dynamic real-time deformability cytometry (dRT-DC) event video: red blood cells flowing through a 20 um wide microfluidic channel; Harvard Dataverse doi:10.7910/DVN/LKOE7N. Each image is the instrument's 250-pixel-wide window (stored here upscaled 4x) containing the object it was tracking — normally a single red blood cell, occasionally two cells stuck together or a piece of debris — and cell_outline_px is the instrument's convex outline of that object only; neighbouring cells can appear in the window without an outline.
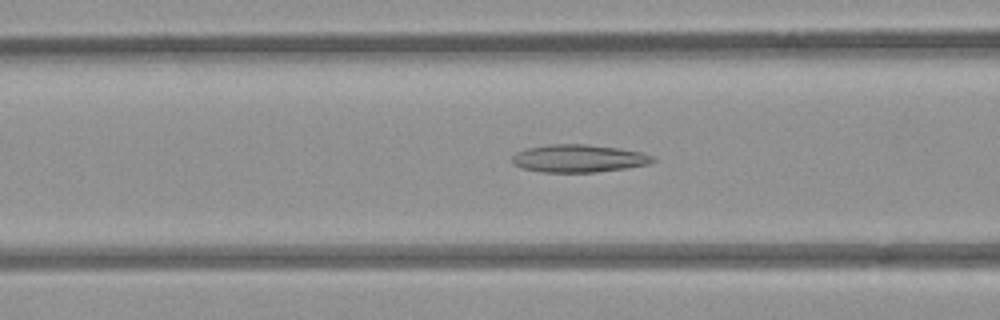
{"species": "common noctule bat (a hibernating species)", "species_latin": "Nyctalus noctula", "temperature_condition": "room temperature", "stored_images_in_passage": 33, "camera_frame_rate_fps": 3000, "um_per_image_px": 0.085, "animal": {"sex": "female", "body_mass_g": 21.9}, "frame": {"image": 1, "passage_image": 5, "time_ms": 1.333, "image_size_px": [1000, 320], "cell_outline_px": [[656, 160], [648, 164], [628, 168], [596, 172], [544, 172], [520, 168], [512, 164], [512, 156], [516, 152], [528, 148], [548, 144], [588, 144], [620, 148], [640, 152], [652, 156]], "centroid_in_image_um": [49.17, 13.46], "position_along_channel_um": 117.4, "area_um2": 22.83}}
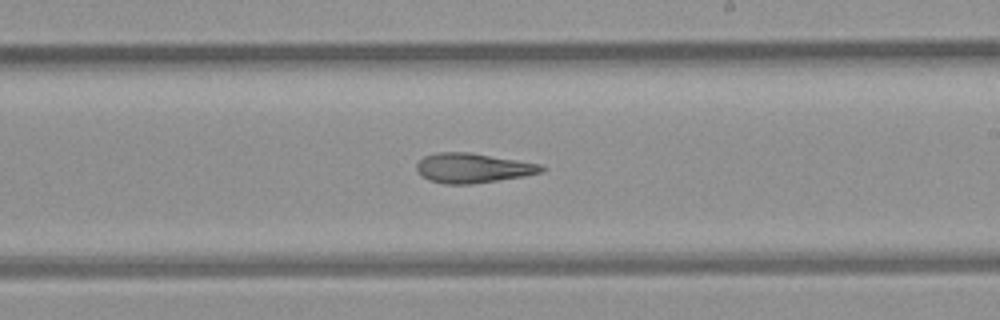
{"frame": {"image": 2, "passage_image": 15, "time_ms": 4.667, "image_size_px": [1000, 320], "cell_outline_px": [[544, 172], [524, 176], [468, 184], [444, 184], [428, 180], [416, 172], [416, 164], [424, 156], [440, 152], [468, 152], [540, 164], [544, 168]], "centroid_in_image_um": [40.14, 14.28], "position_along_channel_um": 248.9, "area_um2": 21.39}}
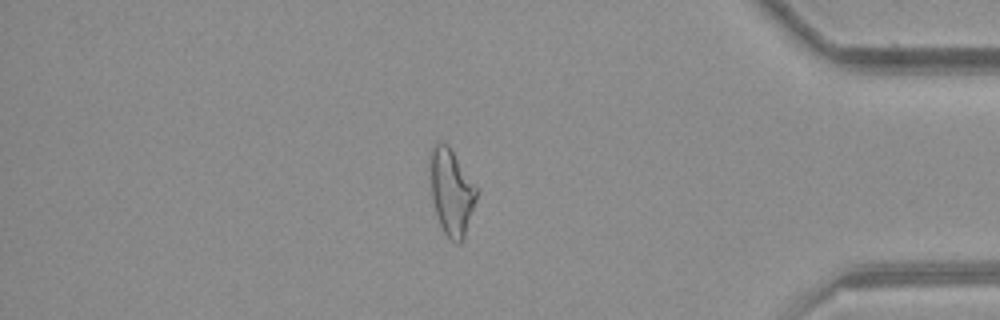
{"frame": {"image": 3, "passage_image": 29, "time_ms": 9.333, "image_size_px": [1000, 320], "cell_outline_px": [[476, 200], [464, 236], [460, 244], [456, 244], [444, 232], [440, 224], [436, 212], [432, 196], [428, 168], [428, 156], [432, 144], [436, 140], [440, 140], [448, 144], [476, 188]], "centroid_in_image_um": [38.3, 16.23], "position_along_channel_um": 396.9, "area_um2": 23.29}}